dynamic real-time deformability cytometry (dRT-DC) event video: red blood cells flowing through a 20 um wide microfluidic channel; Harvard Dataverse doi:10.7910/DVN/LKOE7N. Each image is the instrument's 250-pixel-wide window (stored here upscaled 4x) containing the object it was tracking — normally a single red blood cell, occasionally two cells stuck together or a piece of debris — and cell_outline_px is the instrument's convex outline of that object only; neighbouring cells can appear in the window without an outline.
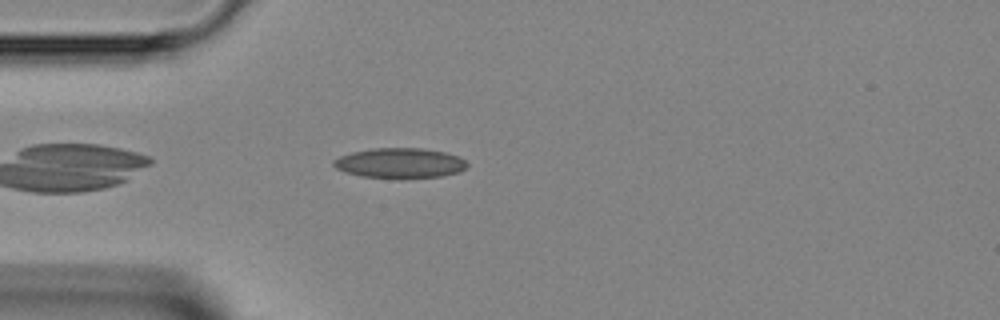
{"species": "Egyptian fruit bat (a non-hibernating species)", "species_latin": "Rousettus aegyptiacus", "temperature_condition": "room temperature", "stored_images_in_passage": 36, "camera_frame_rate_fps": 3000, "um_per_image_px": 0.085, "animal": {"sex": "female"}, "frame": {"image": 1, "passage_image": 3, "time_ms": 0.667, "image_size_px": [1000, 320], "cell_outline_px": [[468, 164], [460, 172], [440, 176], [400, 180], [396, 180], [360, 176], [344, 172], [336, 168], [332, 164], [332, 160], [340, 156], [352, 152], [372, 148], [420, 148], [444, 152], [456, 156], [464, 160]], "centroid_in_image_um": [33.94, 13.89], "position_along_channel_um": 51.1, "area_um2": 23.87}}
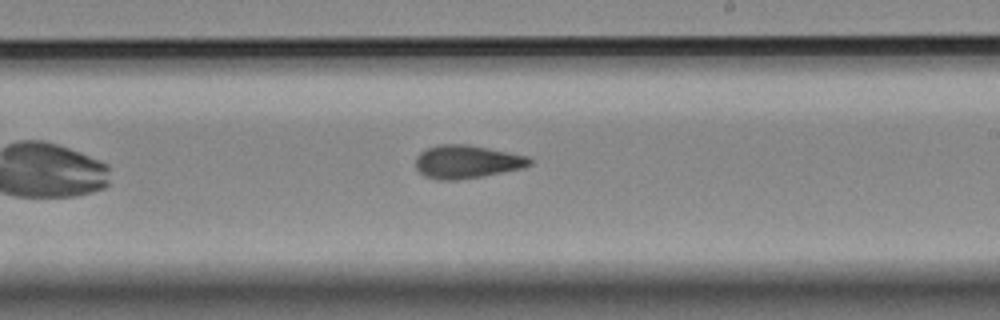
{"frame": {"image": 2, "passage_image": 17, "time_ms": 5.333, "image_size_px": [1000, 320], "cell_outline_px": [[532, 164], [524, 168], [484, 176], [456, 180], [440, 180], [424, 176], [416, 168], [416, 156], [420, 152], [428, 148], [440, 144], [468, 144], [528, 156], [532, 160]], "centroid_in_image_um": [39.69, 13.75], "position_along_channel_um": 249.3, "area_um2": 22.14}}
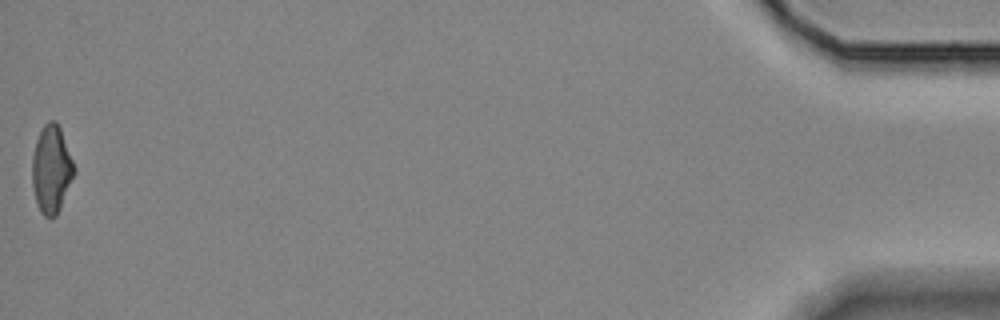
{"frame": {"image": 3, "passage_image": 36, "time_ms": 11.667, "image_size_px": [1000, 320], "cell_outline_px": [[76, 172], [60, 208], [56, 216], [44, 216], [40, 212], [36, 204], [32, 184], [32, 156], [36, 140], [44, 124], [48, 120], [56, 120], [60, 128], [76, 168]], "centroid_in_image_um": [4.37, 14.38], "position_along_channel_um": 430.8, "area_um2": 21.56}}